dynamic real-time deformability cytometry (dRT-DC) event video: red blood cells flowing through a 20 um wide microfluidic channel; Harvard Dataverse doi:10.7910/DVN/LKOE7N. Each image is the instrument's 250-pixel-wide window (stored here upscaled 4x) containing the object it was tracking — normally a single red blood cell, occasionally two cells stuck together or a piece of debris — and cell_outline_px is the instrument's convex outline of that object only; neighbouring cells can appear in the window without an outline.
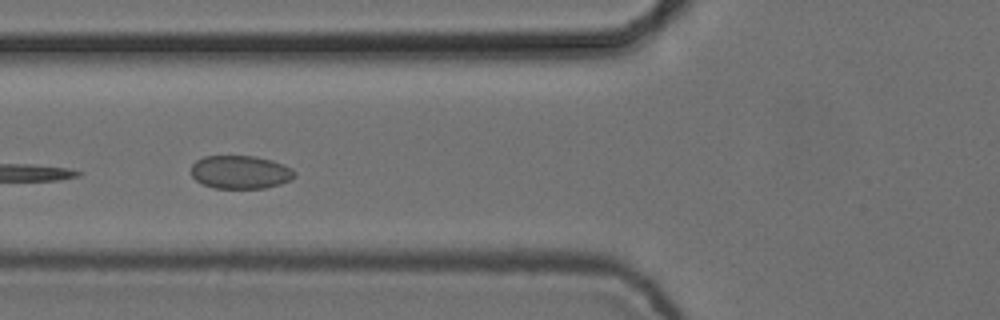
{"species": "common noctule bat (a hibernating species)", "species_latin": "Nyctalus noctula", "temperature_condition": "cold", "stored_images_in_passage": 9, "camera_frame_rate_fps": 3000, "um_per_image_px": 0.085, "animal": {"sex": "female", "body_mass_g": 24.6, "forearm_length_mm": 56.2}, "frame": {"image": 1, "passage_image": 6, "time_ms": 1.667, "image_size_px": [1000, 320], "cell_outline_px": [[296, 176], [292, 180], [280, 184], [264, 188], [216, 188], [204, 184], [196, 180], [192, 176], [192, 164], [196, 160], [204, 156], [256, 156], [272, 160], [292, 168], [296, 172]], "centroid_in_image_um": [20.47, 14.62], "position_along_channel_um": 105.3, "area_um2": 20.11}}
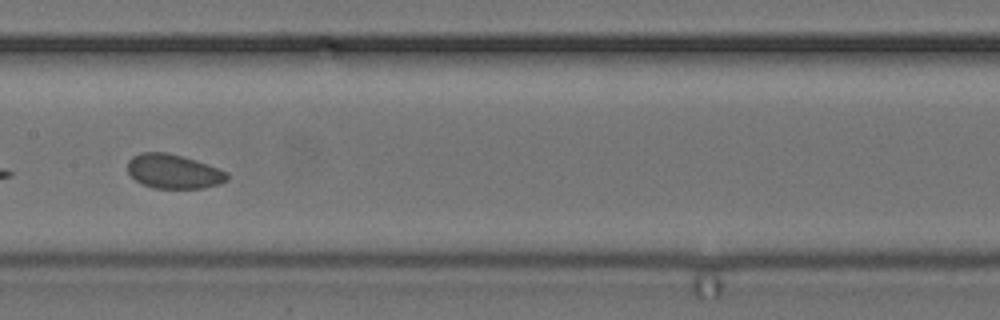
{"frame": {"image": 2, "passage_image": 8, "time_ms": 2.333, "image_size_px": [1000, 320], "cell_outline_px": [[228, 180], [220, 184], [204, 188], [152, 188], [136, 180], [128, 172], [128, 160], [132, 156], [140, 152], [164, 152], [196, 160], [208, 164], [228, 172]], "centroid_in_image_um": [14.77, 14.57], "position_along_channel_um": 192.6, "area_um2": 19.88}}
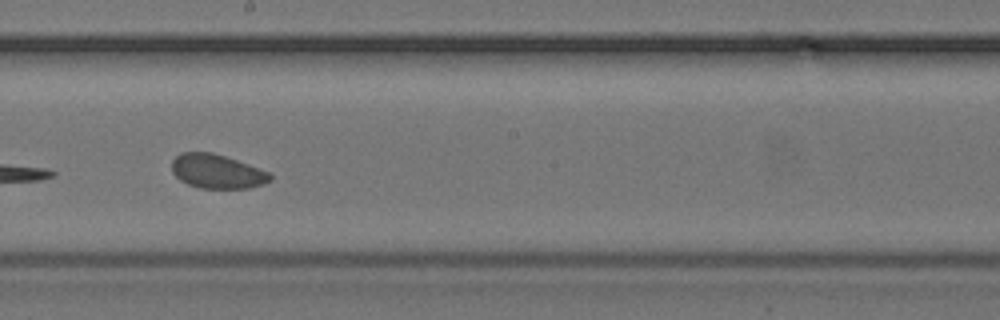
{"frame": {"image": 3, "passage_image": 9, "time_ms": 2.667, "image_size_px": [1000, 320], "cell_outline_px": [[272, 180], [264, 184], [248, 188], [200, 188], [188, 184], [180, 180], [172, 172], [172, 160], [180, 152], [212, 152], [248, 164], [268, 172], [272, 176]], "centroid_in_image_um": [18.43, 14.57], "position_along_channel_um": 229.8, "area_um2": 19.48}}